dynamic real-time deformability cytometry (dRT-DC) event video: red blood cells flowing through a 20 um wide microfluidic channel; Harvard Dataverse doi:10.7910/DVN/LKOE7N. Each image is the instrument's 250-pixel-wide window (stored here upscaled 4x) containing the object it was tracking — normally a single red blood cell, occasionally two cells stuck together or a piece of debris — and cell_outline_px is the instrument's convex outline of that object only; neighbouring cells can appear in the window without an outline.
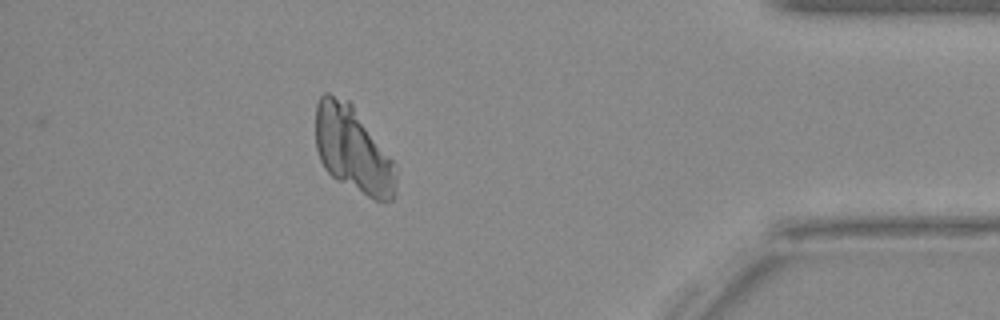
{"species": "Egyptian fruit bat (a non-hibernating species)", "species_latin": "Rousettus aegyptiacus", "temperature_condition": "warm", "stored_images_in_passage": 44, "camera_frame_rate_fps": 3000, "um_per_image_px": 0.085, "animal": {"sex": "female"}, "frame": {"image": 1, "passage_image": 40, "time_ms": 13.0, "image_size_px": [1000, 320], "cell_outline_px": [[396, 192], [392, 200], [376, 200], [336, 180], [324, 168], [320, 160], [316, 148], [316, 104], [320, 96], [324, 92], [328, 92], [348, 100], [352, 104], [392, 160], [396, 172]], "centroid_in_image_um": [29.96, 12.7], "position_along_channel_um": 405.2, "area_um2": 39.94}}